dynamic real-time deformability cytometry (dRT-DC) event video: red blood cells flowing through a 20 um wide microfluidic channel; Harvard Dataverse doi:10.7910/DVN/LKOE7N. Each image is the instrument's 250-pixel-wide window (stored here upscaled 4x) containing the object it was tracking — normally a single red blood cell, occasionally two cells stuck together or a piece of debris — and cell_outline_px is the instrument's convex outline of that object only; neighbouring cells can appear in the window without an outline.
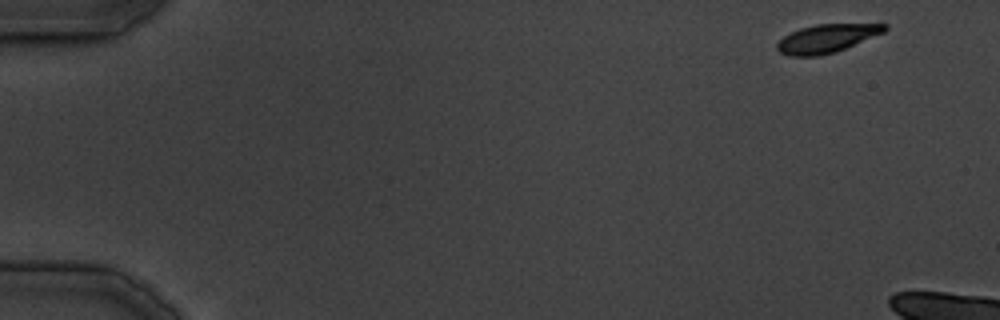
{"species": "common noctule bat (a hibernating species)", "species_latin": "Nyctalus noctula", "temperature_condition": "cold", "stored_images_in_passage": 27, "camera_frame_rate_fps": 3000, "um_per_image_px": 0.085, "animal": {"sex": "male", "body_mass_g": 19.5, "forearm_length_mm": 54.6}, "frame": {"image": 1, "passage_image": 1, "time_ms": 0.0, "image_size_px": [1000, 320], "cell_outline_px": [[888, 28], [884, 32], [836, 52], [820, 56], [788, 56], [780, 52], [776, 48], [776, 44], [784, 36], [800, 28], [816, 24], [888, 24]], "centroid_in_image_um": [70.26, 3.27], "position_along_channel_um": 14.7, "area_um2": 17.69}}
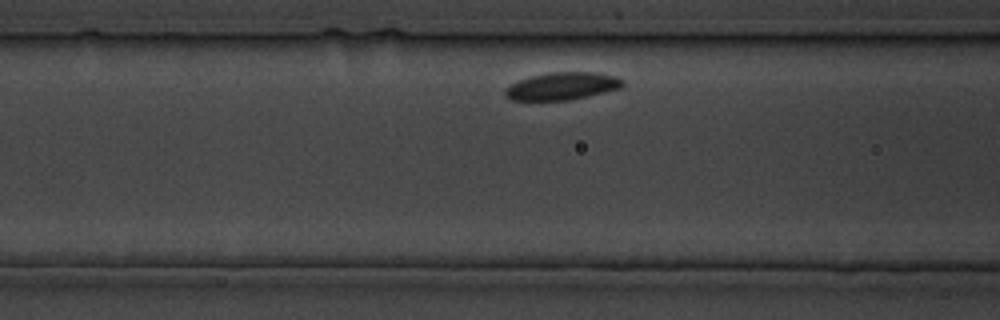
{"frame": {"image": 2, "passage_image": 9, "time_ms": 9.0, "image_size_px": [1000, 320], "cell_outline_px": [[624, 84], [620, 88], [588, 96], [568, 100], [512, 100], [504, 96], [504, 88], [520, 80], [532, 76], [548, 72], [596, 72], [616, 76], [624, 80]], "centroid_in_image_um": [47.79, 7.31], "position_along_channel_um": 118.8, "area_um2": 18.84}}
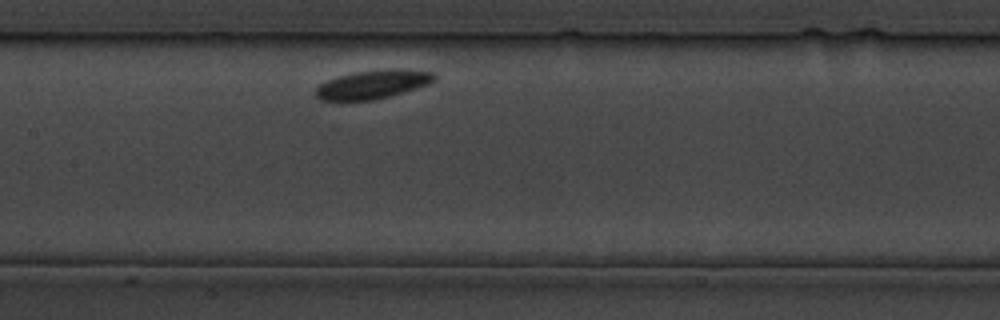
{"frame": {"image": 3, "passage_image": 13, "time_ms": 13.667, "image_size_px": [1000, 320], "cell_outline_px": [[436, 80], [428, 84], [416, 88], [388, 96], [372, 100], [320, 100], [316, 96], [316, 88], [320, 84], [328, 80], [340, 76], [356, 72], [432, 72], [436, 76]], "centroid_in_image_um": [31.59, 7.24], "position_along_channel_um": 175.8, "area_um2": 18.32}}